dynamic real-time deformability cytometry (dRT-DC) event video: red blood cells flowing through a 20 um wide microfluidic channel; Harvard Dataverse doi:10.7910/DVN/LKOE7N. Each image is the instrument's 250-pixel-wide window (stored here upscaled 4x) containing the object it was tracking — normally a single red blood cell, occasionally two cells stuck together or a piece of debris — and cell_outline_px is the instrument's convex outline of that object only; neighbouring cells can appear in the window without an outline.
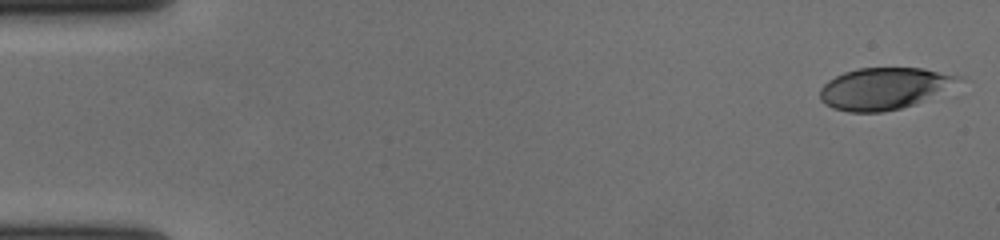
{"species": "human", "species_latin": "Homo sapiens", "temperature_condition": "cold", "stored_images_in_passage": 56, "camera_frame_rate_fps": 3000, "um_per_image_px": 0.085, "donor": {"sex": "female"}, "frame": {"image": 1, "passage_image": 1, "time_ms": 0.0, "image_size_px": [1000, 240], "cell_outline_px": [[964, 76], [916, 104], [884, 112], [848, 112], [832, 108], [824, 104], [820, 100], [820, 88], [828, 80], [844, 72], [856, 68], [924, 68]], "centroid_in_image_um": [75.04, 7.52], "position_along_channel_um": 10.0, "area_um2": 33.18}}
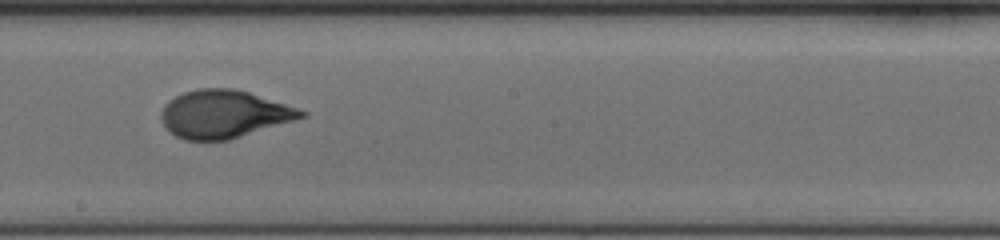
{"frame": {"image": 2, "passage_image": 32, "time_ms": 10.333, "image_size_px": [1000, 240], "cell_outline_px": [[308, 116], [228, 140], [184, 140], [176, 136], [164, 128], [160, 116], [160, 112], [164, 104], [168, 100], [184, 92], [196, 88], [232, 88], [248, 92], [308, 112]], "centroid_in_image_um": [18.97, 9.7], "position_along_channel_um": 229.2, "area_um2": 38.96}}
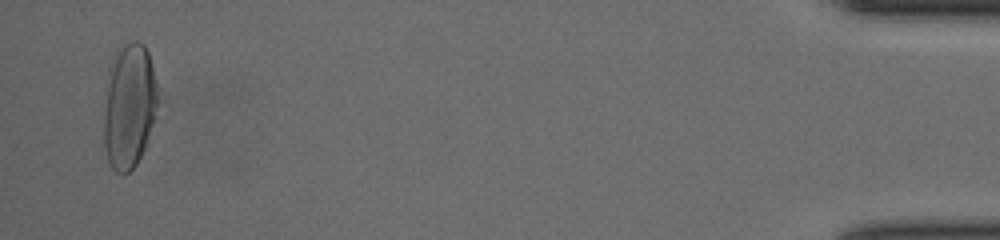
{"frame": {"image": 3, "passage_image": 55, "time_ms": 18.0, "image_size_px": [1000, 240], "cell_outline_px": [[156, 104], [152, 120], [144, 148], [136, 164], [124, 176], [116, 172], [108, 164], [104, 148], [104, 108], [108, 68], [116, 52], [124, 44], [132, 40], [136, 40], [144, 44], [148, 52], [156, 84]], "centroid_in_image_um": [10.92, 9.01], "position_along_channel_um": 424.3, "area_um2": 38.9}, "authors_computed_cell_mechanics": {"area_um2": 37.859, "velocity_mm_per_s": 3.6627, "shape_relaxation_time_tau1_ms": 3.7562, "shape_relaxation_time_tau2_ms": null, "deformation_change_tau1": 0.1957, "deformation_change_tau2": null}}